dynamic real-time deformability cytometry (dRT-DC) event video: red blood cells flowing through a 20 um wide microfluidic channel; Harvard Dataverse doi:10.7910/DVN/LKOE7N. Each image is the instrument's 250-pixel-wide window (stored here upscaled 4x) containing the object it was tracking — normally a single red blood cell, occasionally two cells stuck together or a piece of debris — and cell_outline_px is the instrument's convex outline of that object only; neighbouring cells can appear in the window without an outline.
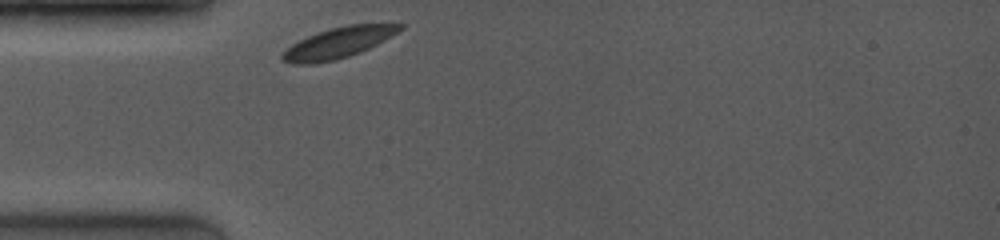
{"species": "common noctule bat (a hibernating species)", "species_latin": "Nyctalus noctula", "temperature_condition": "room temperature", "stored_images_in_passage": 69, "camera_frame_rate_fps": 4000, "um_per_image_px": 0.085, "animal": {"sex": "female", "body_mass_g": 19.0, "forearm_length_mm": 53.3}, "frame": {"image": 1, "passage_image": 1, "time_ms": 0.0, "image_size_px": [1000, 240], "cell_outline_px": [[404, 28], [384, 40], [360, 52], [336, 60], [312, 64], [292, 64], [280, 60], [280, 56], [292, 44], [308, 36], [332, 28], [348, 24], [404, 24]], "centroid_in_image_um": [28.74, 3.65], "position_along_channel_um": 56.3, "area_um2": 20.75}}
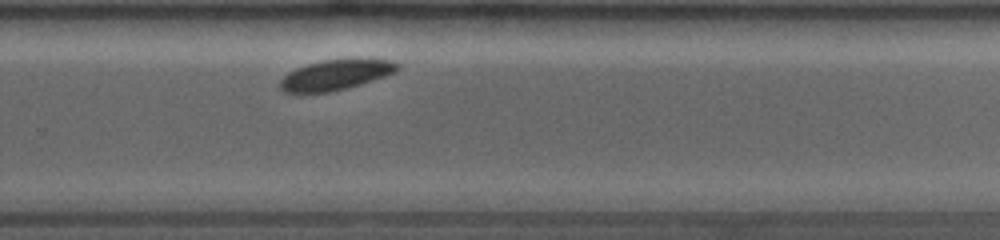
{"frame": {"image": 2, "passage_image": 48, "time_ms": 6.5, "image_size_px": [1000, 240], "cell_outline_px": [[400, 68], [396, 72], [372, 80], [344, 88], [328, 92], [284, 92], [280, 88], [280, 80], [288, 72], [296, 68], [308, 64], [324, 60], [392, 60], [400, 64]], "centroid_in_image_um": [28.51, 6.36], "position_along_channel_um": 301.3, "area_um2": 20.06}}
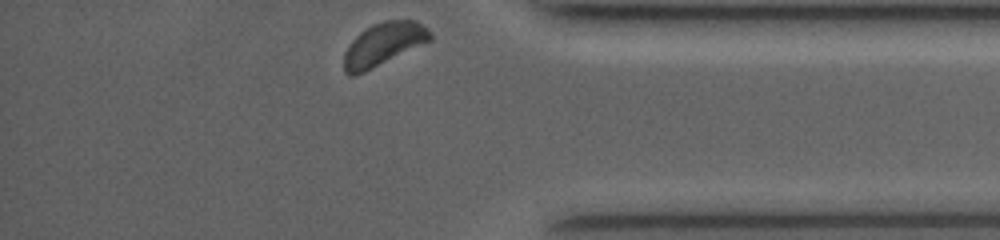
{"frame": {"image": 3, "passage_image": 68, "time_ms": 9.25, "image_size_px": [1000, 240], "cell_outline_px": [[432, 40], [364, 72], [352, 76], [348, 76], [344, 72], [344, 52], [348, 44], [360, 32], [372, 24], [384, 20], [416, 20], [428, 28], [432, 32]], "centroid_in_image_um": [32.59, 3.75], "position_along_channel_um": 402.6, "area_um2": 21.68}}